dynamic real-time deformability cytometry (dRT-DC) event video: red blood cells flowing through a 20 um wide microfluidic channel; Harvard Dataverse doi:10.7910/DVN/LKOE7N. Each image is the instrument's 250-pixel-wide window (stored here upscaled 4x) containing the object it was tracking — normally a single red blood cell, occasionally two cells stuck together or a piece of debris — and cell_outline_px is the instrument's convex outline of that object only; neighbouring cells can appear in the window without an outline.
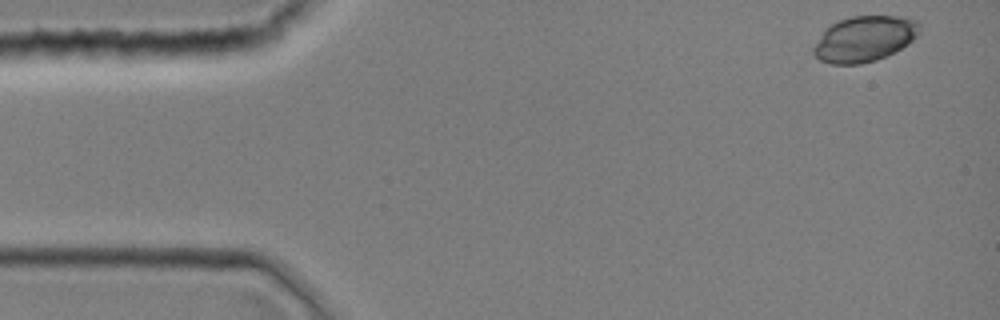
{"species": "common noctule bat (a hibernating species)", "species_latin": "Nyctalus noctula", "temperature_condition": "room temperature", "stored_images_in_passage": 41, "camera_frame_rate_fps": 3000, "um_per_image_px": 0.085, "animal": {"sex": "female", "body_mass_g": 19.0, "forearm_length_mm": 51.5}, "frame": {"image": 1, "passage_image": 1, "time_ms": 0.0, "image_size_px": [1000, 320], "cell_outline_px": [[920, 32], [908, 44], [876, 60], [860, 64], [832, 64], [820, 60], [812, 52], [812, 48], [824, 28], [840, 20], [852, 16], [908, 16], [916, 20], [920, 24]], "centroid_in_image_um": [73.47, 3.28], "position_along_channel_um": 11.5, "area_um2": 28.26}}
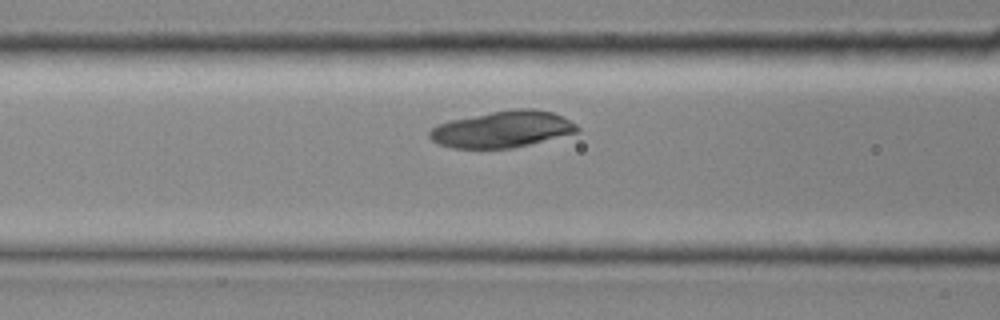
{"frame": {"image": 2, "passage_image": 16, "time_ms": 5.0, "image_size_px": [1000, 320], "cell_outline_px": [[580, 132], [512, 148], [452, 148], [436, 144], [428, 136], [428, 132], [436, 124], [452, 120], [492, 112], [516, 108], [532, 108], [552, 112], [564, 116], [576, 124], [580, 128]], "centroid_in_image_um": [42.72, 10.99], "position_along_channel_um": 123.9, "area_um2": 31.5}}
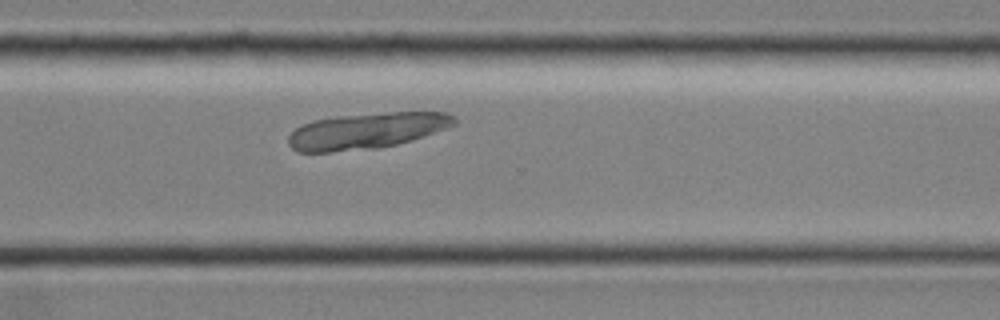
{"frame": {"image": 3, "passage_image": 31, "time_ms": 10.0, "image_size_px": [1000, 320], "cell_outline_px": [[456, 124], [396, 144], [380, 148], [332, 152], [296, 152], [288, 144], [288, 136], [296, 128], [312, 120], [336, 116], [388, 112], [448, 112], [456, 116]], "centroid_in_image_um": [31.11, 11.11], "position_along_channel_um": 339.5, "area_um2": 34.68}}